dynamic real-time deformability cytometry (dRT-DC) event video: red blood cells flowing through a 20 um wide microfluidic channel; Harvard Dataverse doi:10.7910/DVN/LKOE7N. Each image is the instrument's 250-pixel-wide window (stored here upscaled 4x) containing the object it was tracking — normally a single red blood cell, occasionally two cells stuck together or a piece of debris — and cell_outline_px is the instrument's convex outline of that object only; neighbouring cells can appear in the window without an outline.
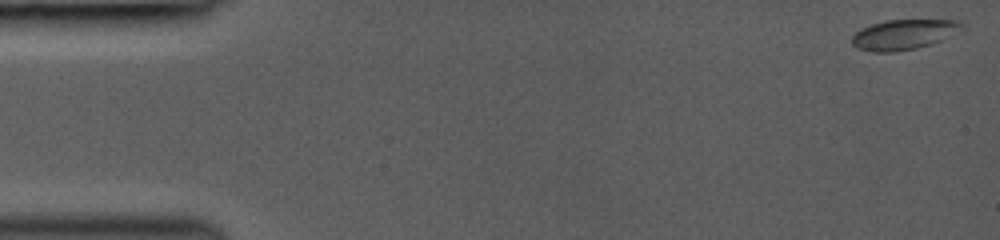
{"species": "common noctule bat (a hibernating species)", "species_latin": "Nyctalus noctula", "temperature_condition": "room temperature", "stored_images_in_passage": 45, "camera_frame_rate_fps": 3000, "um_per_image_px": 0.085, "animal": {"sex": "female", "body_mass_g": 19.0, "forearm_length_mm": 53.3}, "frame": {"image": 1, "passage_image": 1, "time_ms": 0.0, "image_size_px": [1000, 240], "cell_outline_px": [[964, 28], [960, 32], [940, 40], [916, 48], [892, 52], [868, 52], [856, 48], [852, 44], [852, 36], [860, 28], [872, 24], [888, 20], [956, 20], [964, 24]], "centroid_in_image_um": [76.8, 2.93], "position_along_channel_um": 8.2, "area_um2": 19.31}}
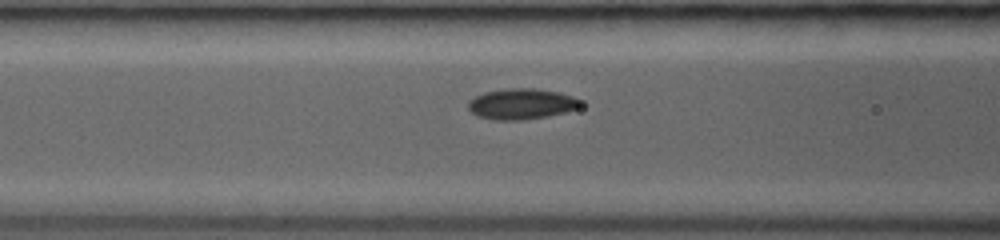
{"frame": {"image": 2, "passage_image": 19, "time_ms": 6.0, "image_size_px": [1000, 240], "cell_outline_px": [[584, 104], [580, 108], [548, 116], [524, 120], [492, 120], [476, 116], [468, 108], [468, 100], [484, 92], [504, 88], [536, 88], [556, 92], [572, 96], [584, 100]], "centroid_in_image_um": [44.34, 8.83], "position_along_channel_um": 122.3, "area_um2": 20.46}}
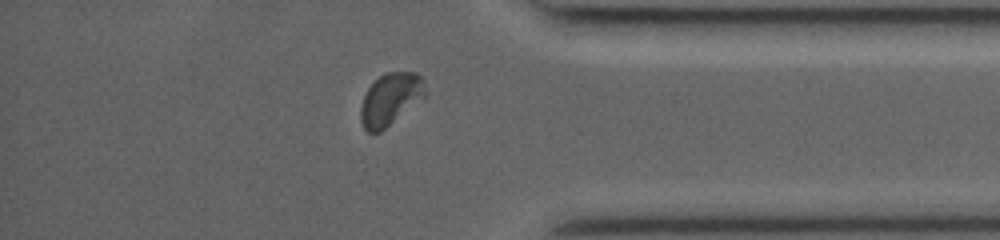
{"frame": {"image": 3, "passage_image": 39, "time_ms": 12.667, "image_size_px": [1000, 240], "cell_outline_px": [[428, 96], [424, 100], [380, 132], [368, 132], [364, 128], [360, 120], [360, 108], [364, 96], [368, 88], [380, 76], [388, 72], [416, 72], [424, 80], [428, 92]], "centroid_in_image_um": [33.25, 8.44], "position_along_channel_um": 401.9, "area_um2": 20.06}, "authors_computed_cell_mechanics": {"area_um2": 19.4786, "velocity_mm_per_s": 4.2818, "shape_relaxation_time_tau1_ms": 2.0348, "shape_relaxation_time_tau2_ms": 6.4998, "deformation_change_tau1": 0.0851, "deformation_change_tau2": 0.0588}}